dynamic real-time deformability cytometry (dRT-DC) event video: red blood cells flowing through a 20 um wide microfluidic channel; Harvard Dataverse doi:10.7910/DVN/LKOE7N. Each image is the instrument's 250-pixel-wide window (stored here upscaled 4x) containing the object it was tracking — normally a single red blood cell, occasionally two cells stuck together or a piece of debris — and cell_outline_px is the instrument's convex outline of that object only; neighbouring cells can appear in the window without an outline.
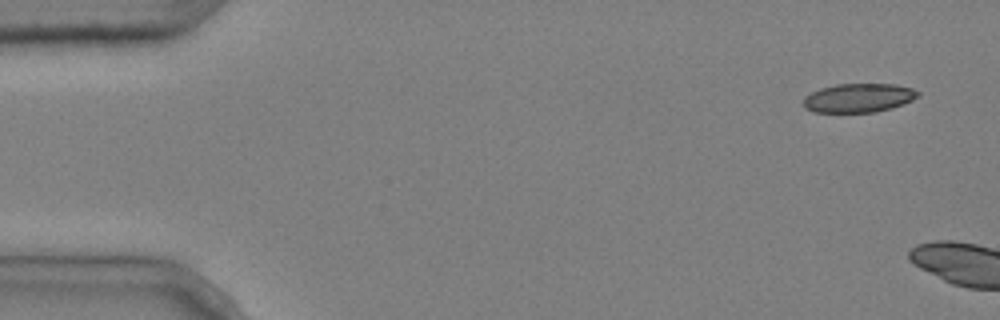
{"species": "common noctule bat (a hibernating species)", "species_latin": "Nyctalus noctula", "temperature_condition": "cold", "stored_images_in_passage": 2, "camera_frame_rate_fps": 3000, "um_per_image_px": 0.085, "animal": {"sex": "male", "body_mass_g": 20.4}, "frame": {"image": 1, "passage_image": 1, "time_ms": 0.0, "image_size_px": [1000, 320], "cell_outline_px": [[920, 96], [904, 104], [892, 108], [876, 112], [812, 112], [804, 108], [804, 96], [820, 88], [836, 84], [892, 84], [912, 88], [920, 92]], "centroid_in_image_um": [72.99, 8.32], "position_along_channel_um": 12.0, "area_um2": 19.42}}